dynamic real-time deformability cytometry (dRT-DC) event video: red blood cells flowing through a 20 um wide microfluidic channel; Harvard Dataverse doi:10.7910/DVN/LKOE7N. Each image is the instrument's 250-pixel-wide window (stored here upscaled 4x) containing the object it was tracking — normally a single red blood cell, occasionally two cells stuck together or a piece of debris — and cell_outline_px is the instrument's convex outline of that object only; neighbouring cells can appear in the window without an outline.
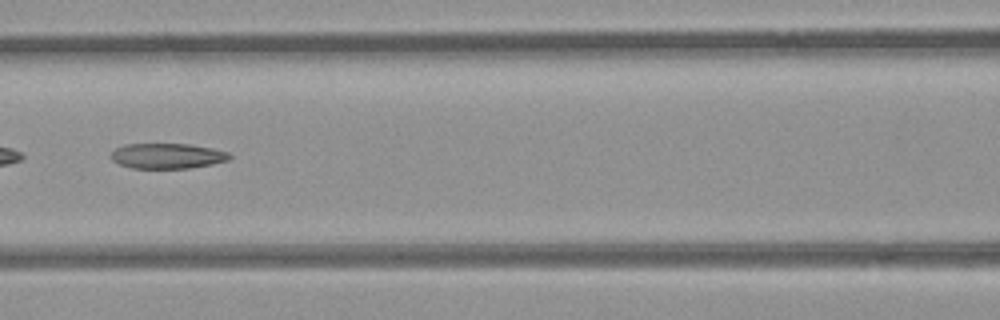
{"species": "common noctule bat (a hibernating species)", "species_latin": "Nyctalus noctula", "temperature_condition": "room temperature", "stored_images_in_passage": 5, "camera_frame_rate_fps": 3000, "um_per_image_px": 0.085, "animal": {"sex": "female", "body_mass_g": 21.9}, "frame": {"image": 1, "passage_image": 5, "time_ms": 4.333, "image_size_px": [1000, 320], "cell_outline_px": [[232, 156], [228, 160], [212, 164], [188, 168], [132, 168], [120, 164], [112, 160], [112, 152], [116, 148], [124, 144], [188, 144], [212, 148], [228, 152]], "centroid_in_image_um": [14.23, 13.25], "position_along_channel_um": 152.4, "area_um2": 17.34}}